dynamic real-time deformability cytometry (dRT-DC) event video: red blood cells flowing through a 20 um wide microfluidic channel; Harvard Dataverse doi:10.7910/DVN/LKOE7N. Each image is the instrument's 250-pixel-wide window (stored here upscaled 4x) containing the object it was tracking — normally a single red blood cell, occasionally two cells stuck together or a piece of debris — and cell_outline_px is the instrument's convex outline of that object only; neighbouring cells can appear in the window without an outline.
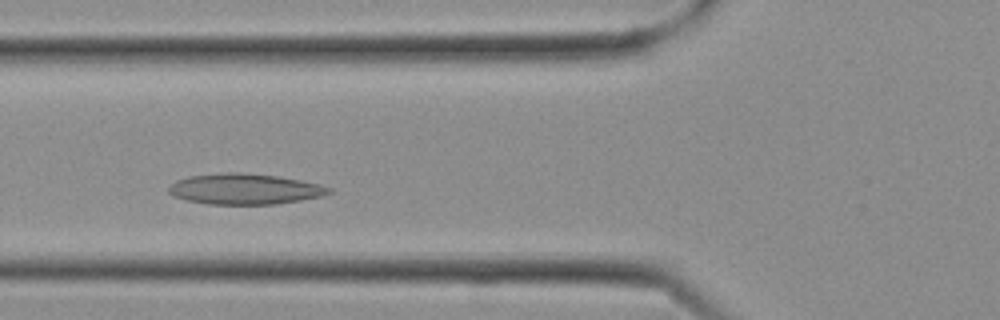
{"species": "Egyptian fruit bat (a non-hibernating species)", "species_latin": "Rousettus aegyptiacus", "temperature_condition": "cold", "stored_images_in_passage": 17, "camera_frame_rate_fps": 3000, "um_per_image_px": 0.085, "frame": {"image": 1, "passage_image": 7, "time_ms": 2.0, "image_size_px": [1000, 320], "cell_outline_px": [[332, 192], [324, 196], [276, 204], [208, 204], [188, 200], [172, 196], [168, 192], [168, 188], [176, 180], [188, 176], [224, 172], [240, 172], [276, 176], [300, 180], [320, 184], [332, 188]], "centroid_in_image_um": [20.81, 16.06], "position_along_channel_um": 105.0, "area_um2": 28.73}}
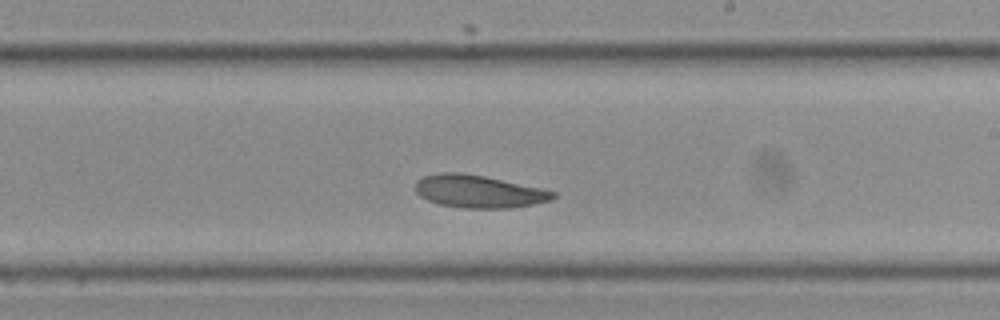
{"frame": {"image": 2, "passage_image": 13, "time_ms": 4.0, "image_size_px": [1000, 320], "cell_outline_px": [[556, 196], [552, 200], [512, 208], [464, 208], [440, 204], [428, 200], [420, 196], [416, 192], [416, 180], [424, 176], [440, 172], [460, 172], [484, 176], [544, 188], [556, 192]], "centroid_in_image_um": [40.71, 16.27], "position_along_channel_um": 248.3, "area_um2": 26.3}}
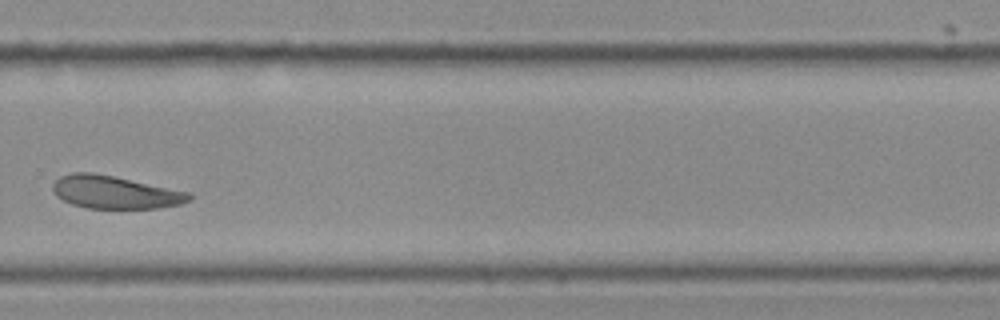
{"frame": {"image": 3, "passage_image": 16, "time_ms": 5.0, "image_size_px": [1000, 320], "cell_outline_px": [[192, 200], [180, 204], [156, 208], [88, 208], [72, 204], [56, 196], [52, 188], [52, 184], [60, 176], [72, 172], [92, 172], [112, 176], [188, 192], [192, 196]], "centroid_in_image_um": [9.74, 16.34], "position_along_channel_um": 320.1, "area_um2": 25.78}}